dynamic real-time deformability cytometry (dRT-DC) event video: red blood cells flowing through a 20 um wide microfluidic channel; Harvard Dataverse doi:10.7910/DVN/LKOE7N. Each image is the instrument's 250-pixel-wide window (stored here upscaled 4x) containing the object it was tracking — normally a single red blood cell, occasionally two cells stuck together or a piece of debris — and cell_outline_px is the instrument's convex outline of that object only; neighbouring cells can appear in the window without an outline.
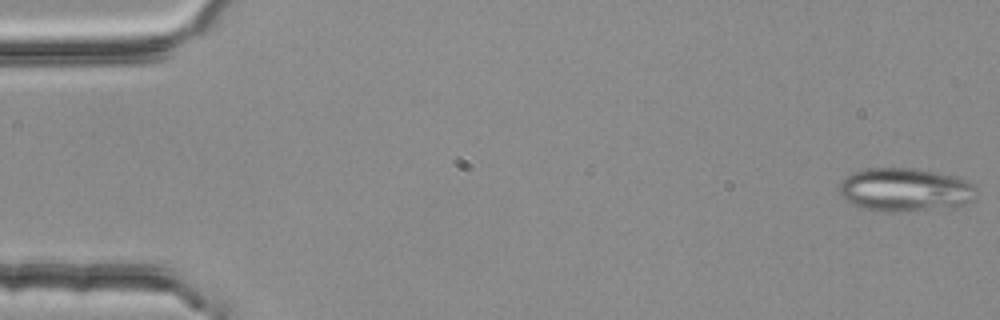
{"species": "common noctule bat (a hibernating species)", "species_latin": "Nyctalus noctula", "temperature_condition": "room temperature", "stored_images_in_passage": 4, "camera_frame_rate_fps": 3000, "um_per_image_px": 0.085, "animal": {"sex": "female", "body_mass_g": 25.1}, "frame": {"image": 1, "passage_image": 1, "time_ms": 0.0, "image_size_px": [1000, 320], "cell_outline_px": [[976, 188], [972, 200], [956, 208], [908, 212], [876, 212], [860, 208], [844, 200], [840, 196], [840, 180], [852, 172], [864, 168], [912, 168], [936, 172], [956, 176], [972, 184]], "centroid_in_image_um": [76.89, 16.16], "position_along_channel_um": 8.1, "area_um2": 35.55}}